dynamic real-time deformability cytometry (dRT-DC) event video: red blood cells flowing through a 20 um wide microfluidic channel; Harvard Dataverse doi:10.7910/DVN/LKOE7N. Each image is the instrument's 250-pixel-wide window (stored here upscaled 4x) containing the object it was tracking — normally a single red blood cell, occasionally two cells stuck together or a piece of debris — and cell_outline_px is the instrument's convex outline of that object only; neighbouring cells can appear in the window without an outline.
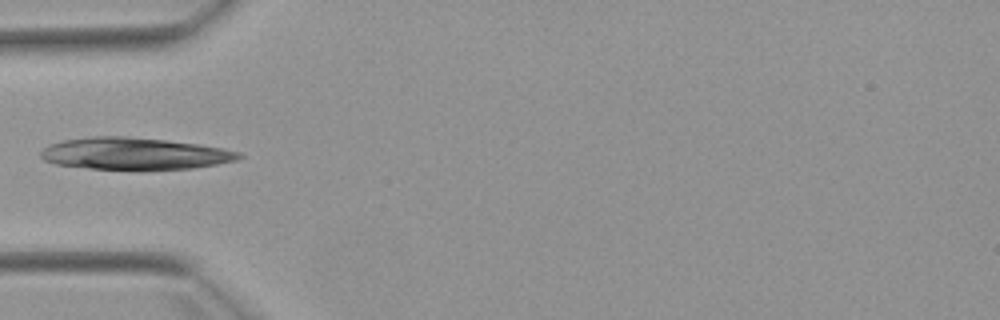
{"species": "Egyptian fruit bat (a non-hibernating species)", "species_latin": "Rousettus aegyptiacus", "temperature_condition": "warm", "stored_images_in_passage": 2, "camera_frame_rate_fps": 3000, "um_per_image_px": 0.085, "animal": {"sex": "female"}, "frame": {"image": 1, "passage_image": 1, "time_ms": 0.0, "image_size_px": [1000, 320], "cell_outline_px": [[244, 156], [236, 160], [216, 164], [192, 168], [140, 172], [88, 168], [56, 164], [44, 160], [40, 156], [40, 152], [48, 144], [60, 140], [92, 136], [124, 136], [164, 140], [196, 144], [220, 148], [240, 152]], "centroid_in_image_um": [11.38, 13.09], "position_along_channel_um": 73.6, "area_um2": 37.69}}
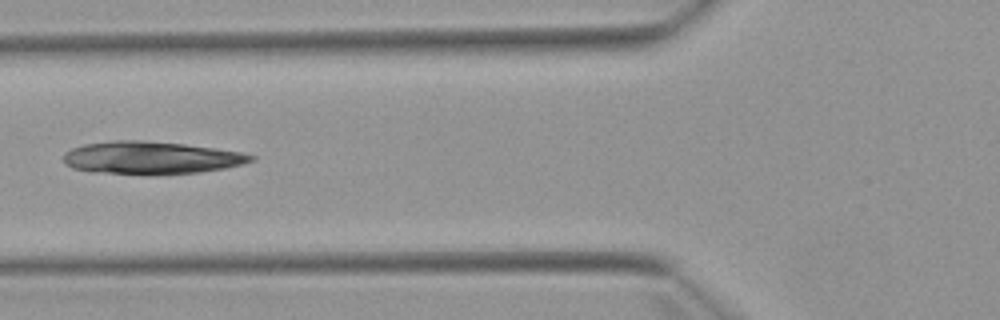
{"frame": {"image": 2, "passage_image": 2, "time_ms": 1.0, "image_size_px": [1000, 320], "cell_outline_px": [[256, 160], [244, 164], [224, 168], [196, 172], [92, 172], [72, 168], [64, 164], [64, 152], [72, 148], [84, 144], [116, 140], [140, 140], [184, 144], [216, 148], [240, 152], [256, 156]], "centroid_in_image_um": [12.84, 13.37], "position_along_channel_um": 113.0, "area_um2": 34.68}}